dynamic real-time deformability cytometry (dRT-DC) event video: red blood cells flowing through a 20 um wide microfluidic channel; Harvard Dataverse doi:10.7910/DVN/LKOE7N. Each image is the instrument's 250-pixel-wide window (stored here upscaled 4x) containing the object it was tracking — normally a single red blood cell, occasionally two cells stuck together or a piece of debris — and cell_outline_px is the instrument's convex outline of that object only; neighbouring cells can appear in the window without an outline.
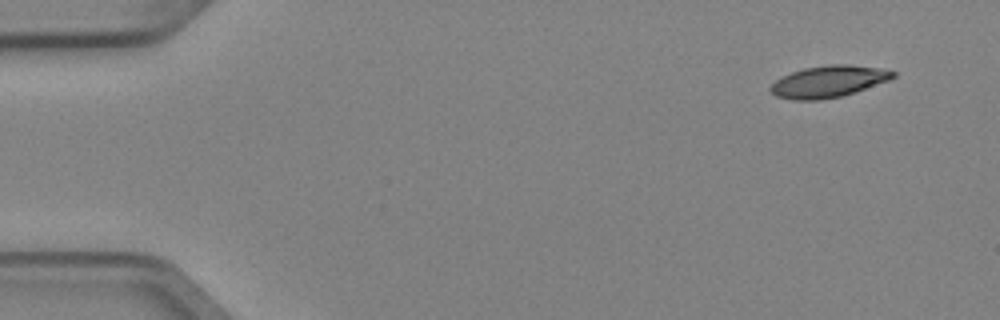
{"species": "Egyptian fruit bat (a non-hibernating species)", "species_latin": "Rousettus aegyptiacus", "temperature_condition": "cold", "stored_images_in_passage": 4, "camera_frame_rate_fps": 3000, "um_per_image_px": 0.085, "animal": {"sex": "female"}, "frame": {"image": 1, "passage_image": 1, "time_ms": 0.0, "image_size_px": [1000, 320], "cell_outline_px": [[896, 76], [888, 80], [840, 96], [820, 100], [792, 100], [776, 96], [768, 88], [776, 80], [792, 72], [804, 68], [828, 64], [844, 64], [880, 68], [896, 72]], "centroid_in_image_um": [70.38, 6.92], "position_along_channel_um": 14.6, "area_um2": 22.25}}
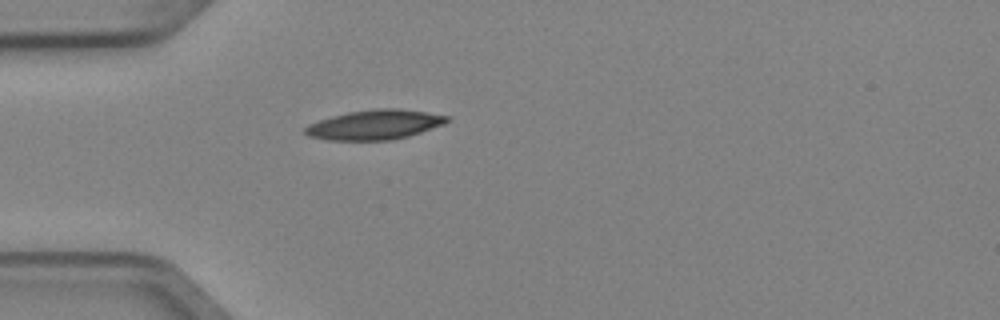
{"frame": {"image": 2, "passage_image": 4, "time_ms": 1.0, "image_size_px": [1000, 320], "cell_outline_px": [[452, 120], [444, 124], [408, 136], [392, 140], [328, 140], [308, 136], [304, 132], [304, 128], [308, 124], [332, 116], [348, 112], [376, 108], [400, 108], [448, 116]], "centroid_in_image_um": [31.85, 10.6], "position_along_channel_um": 53.2, "area_um2": 24.51}}